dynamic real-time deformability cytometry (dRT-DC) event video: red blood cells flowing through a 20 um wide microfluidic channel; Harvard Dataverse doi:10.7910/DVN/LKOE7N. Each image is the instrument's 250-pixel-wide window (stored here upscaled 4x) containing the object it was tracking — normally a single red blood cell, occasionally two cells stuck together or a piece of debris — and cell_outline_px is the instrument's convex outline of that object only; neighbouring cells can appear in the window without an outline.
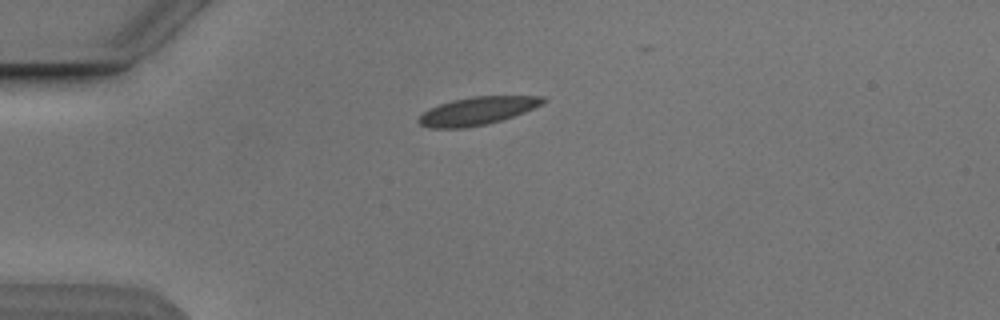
{"species": "Egyptian fruit bat (a non-hibernating species)", "species_latin": "Rousettus aegyptiacus", "temperature_condition": "cold", "stored_images_in_passage": 4, "camera_frame_rate_fps": 3000, "um_per_image_px": 0.085, "animal": {"sex": "male"}, "frame": {"image": 1, "passage_image": 1, "time_ms": 0.0, "image_size_px": [1000, 320], "cell_outline_px": [[548, 100], [524, 112], [488, 124], [464, 128], [428, 128], [420, 124], [416, 120], [428, 108], [452, 100], [472, 96], [544, 96]], "centroid_in_image_um": [40.53, 9.43], "position_along_channel_um": 44.5, "area_um2": 20.17}}
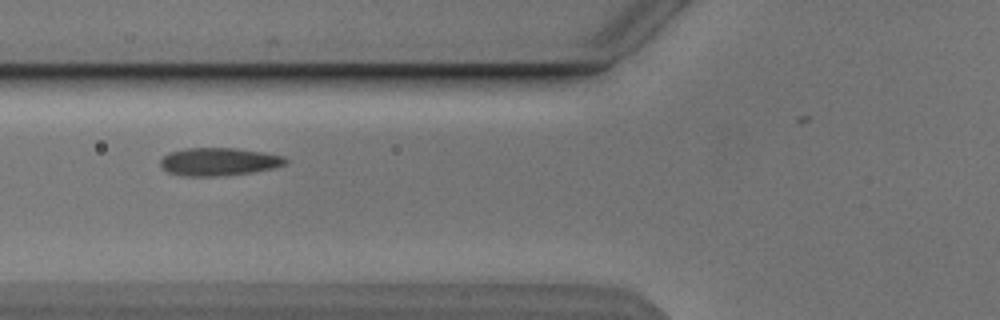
{"frame": {"image": 2, "passage_image": 3, "time_ms": 2.333, "image_size_px": [1000, 320], "cell_outline_px": [[288, 164], [276, 168], [252, 172], [220, 176], [184, 176], [168, 172], [160, 168], [160, 160], [168, 152], [188, 148], [236, 148], [264, 152], [284, 156], [288, 160]], "centroid_in_image_um": [18.62, 13.74], "position_along_channel_um": 107.2, "area_um2": 20.63}}
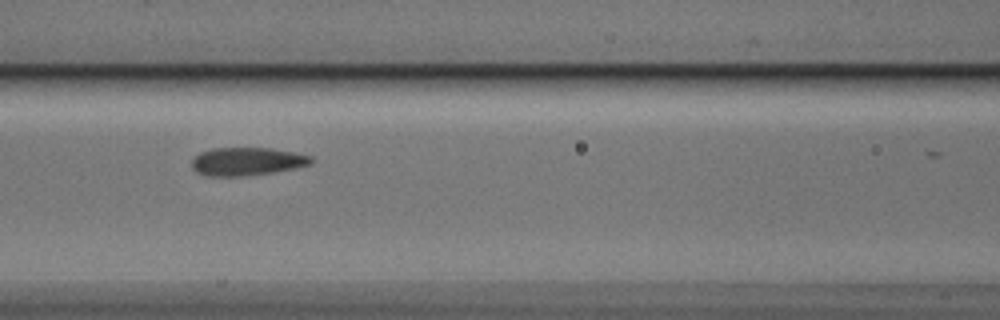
{"frame": {"image": 3, "passage_image": 4, "time_ms": 3.333, "image_size_px": [1000, 320], "cell_outline_px": [[312, 164], [296, 168], [272, 172], [240, 176], [204, 176], [196, 172], [192, 168], [192, 160], [200, 152], [212, 148], [272, 148], [312, 156]], "centroid_in_image_um": [20.97, 13.72], "position_along_channel_um": 145.6, "area_um2": 19.54}}